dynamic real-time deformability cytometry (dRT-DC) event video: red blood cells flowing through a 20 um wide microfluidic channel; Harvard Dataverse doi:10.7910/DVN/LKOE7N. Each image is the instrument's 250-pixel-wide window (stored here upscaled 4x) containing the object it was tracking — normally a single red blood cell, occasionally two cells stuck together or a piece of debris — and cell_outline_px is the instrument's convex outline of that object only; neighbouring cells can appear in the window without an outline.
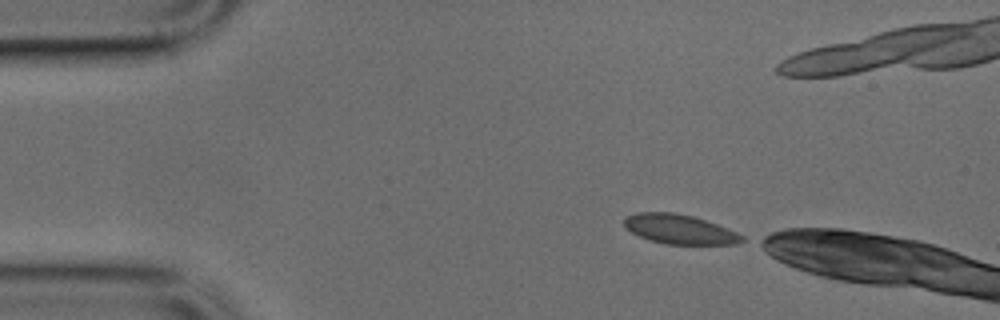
{"species": "common noctule bat (a hibernating species)", "species_latin": "Nyctalus noctula", "temperature_condition": "cold", "stored_images_in_passage": 5, "camera_frame_rate_fps": 3000, "um_per_image_px": 0.085, "animal": {"sex": "male", "body_mass_g": 17.9, "forearm_length_mm": 54.2}, "frame": {"image": 1, "passage_image": 1, "time_ms": 0.0, "image_size_px": [1000, 320], "cell_outline_px": [[744, 240], [736, 244], [664, 244], [648, 240], [632, 232], [624, 224], [624, 220], [628, 216], [636, 212], [672, 212], [692, 216], [728, 228], [744, 236]], "centroid_in_image_um": [57.77, 19.49], "position_along_channel_um": 27.2, "area_um2": 20.06}}